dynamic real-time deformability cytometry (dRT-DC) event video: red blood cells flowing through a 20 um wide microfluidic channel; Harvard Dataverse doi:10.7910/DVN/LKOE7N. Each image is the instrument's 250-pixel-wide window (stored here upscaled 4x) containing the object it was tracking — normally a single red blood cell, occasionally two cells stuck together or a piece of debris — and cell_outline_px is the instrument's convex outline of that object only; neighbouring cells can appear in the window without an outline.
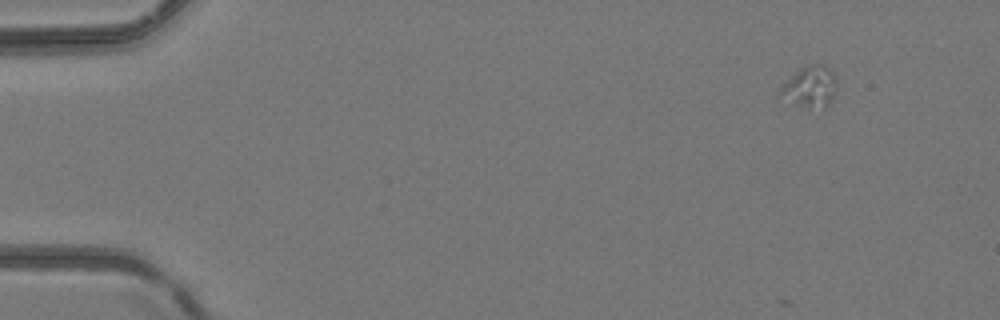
{"species": "common noctule bat (a hibernating species)", "species_latin": "Nyctalus noctula", "temperature_condition": "room temperature", "stored_images_in_passage": 2, "camera_frame_rate_fps": 3000, "um_per_image_px": 0.085, "animal": {"sex": "female", "body_mass_g": 24.6, "forearm_length_mm": 56.2}, "frame": {"image": 1, "passage_image": 2, "time_ms": 0.333, "image_size_px": [1000, 320], "cell_outline_px": [[836, 88], [828, 104], [808, 108], [800, 104], [784, 92], [780, 88], [804, 64], [824, 64], [836, 76]], "centroid_in_image_um": [68.97, 7.27], "position_along_channel_um": 16.0, "area_um2": 12.43}}